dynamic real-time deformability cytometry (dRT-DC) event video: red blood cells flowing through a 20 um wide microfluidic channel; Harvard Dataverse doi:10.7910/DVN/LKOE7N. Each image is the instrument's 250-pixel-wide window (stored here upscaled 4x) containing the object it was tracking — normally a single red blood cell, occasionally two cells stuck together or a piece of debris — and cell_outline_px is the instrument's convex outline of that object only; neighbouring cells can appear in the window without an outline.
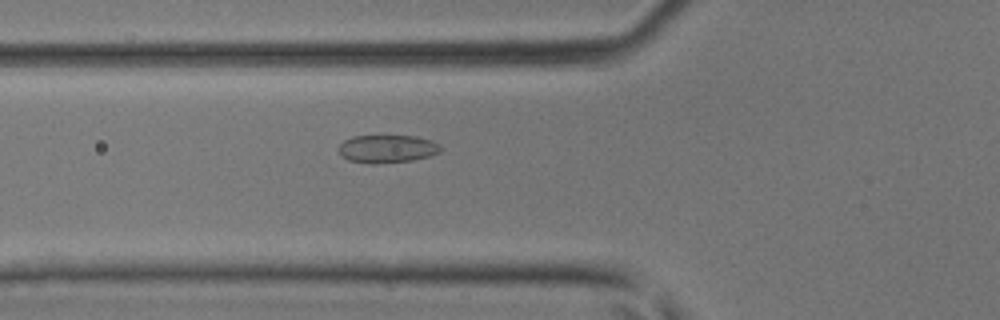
{"species": "common noctule bat (a hibernating species)", "species_latin": "Nyctalus noctula", "temperature_condition": "room temperature", "stored_images_in_passage": 30, "camera_frame_rate_fps": 3000, "um_per_image_px": 0.085, "animal": {"sex": "male", "body_mass_g": 17.9, "forearm_length_mm": 54.2}, "frame": {"image": 1, "passage_image": 2, "time_ms": 0.333, "image_size_px": [1000, 320], "cell_outline_px": [[440, 152], [432, 156], [412, 160], [376, 164], [372, 164], [348, 160], [340, 152], [340, 144], [344, 140], [352, 136], [416, 136], [432, 140], [440, 144]], "centroid_in_image_um": [32.95, 12.65], "position_along_channel_um": 92.8, "area_um2": 16.59}}
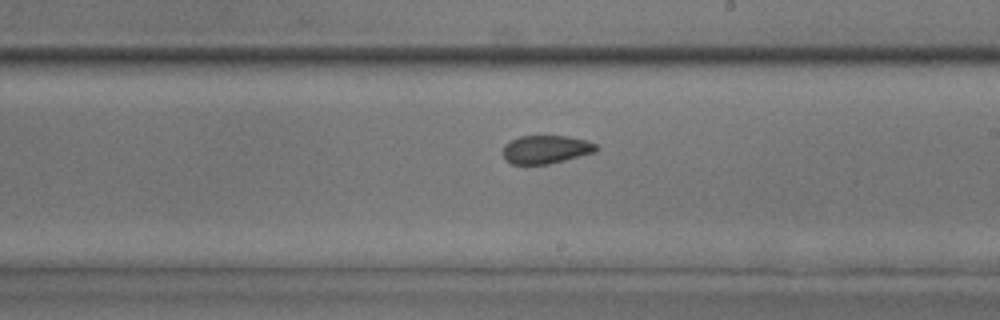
{"frame": {"image": 2, "passage_image": 12, "time_ms": 3.667, "image_size_px": [1000, 320], "cell_outline_px": [[600, 148], [596, 152], [548, 164], [512, 164], [504, 160], [504, 144], [520, 136], [568, 136], [588, 140], [596, 144]], "centroid_in_image_um": [46.44, 12.7], "position_along_channel_um": 242.6, "area_um2": 15.43}}
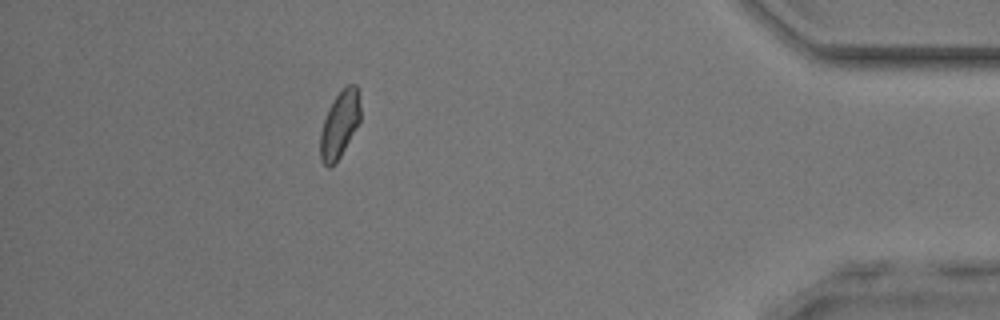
{"frame": {"image": 3, "passage_image": 26, "time_ms": 8.333, "image_size_px": [1000, 320], "cell_outline_px": [[360, 120], [340, 156], [328, 168], [320, 160], [320, 132], [328, 108], [336, 96], [348, 84], [356, 84], [360, 108]], "centroid_in_image_um": [28.85, 10.58], "position_along_channel_um": 406.4, "area_um2": 15.2}}